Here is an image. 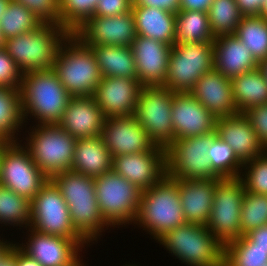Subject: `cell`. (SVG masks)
Masks as SVG:
<instances>
[{
  "mask_svg": "<svg viewBox=\"0 0 267 266\" xmlns=\"http://www.w3.org/2000/svg\"><path fill=\"white\" fill-rule=\"evenodd\" d=\"M184 224L178 180L164 175L152 188L142 191L134 229H142L152 237L151 240L157 241L168 231Z\"/></svg>",
  "mask_w": 267,
  "mask_h": 266,
  "instance_id": "3",
  "label": "cell"
},
{
  "mask_svg": "<svg viewBox=\"0 0 267 266\" xmlns=\"http://www.w3.org/2000/svg\"><path fill=\"white\" fill-rule=\"evenodd\" d=\"M113 158L101 136L76 140L71 170L96 178L112 170Z\"/></svg>",
  "mask_w": 267,
  "mask_h": 266,
  "instance_id": "27",
  "label": "cell"
},
{
  "mask_svg": "<svg viewBox=\"0 0 267 266\" xmlns=\"http://www.w3.org/2000/svg\"><path fill=\"white\" fill-rule=\"evenodd\" d=\"M70 34L61 25L43 23L35 30L6 39L3 48L23 73L52 69L60 46Z\"/></svg>",
  "mask_w": 267,
  "mask_h": 266,
  "instance_id": "5",
  "label": "cell"
},
{
  "mask_svg": "<svg viewBox=\"0 0 267 266\" xmlns=\"http://www.w3.org/2000/svg\"><path fill=\"white\" fill-rule=\"evenodd\" d=\"M105 117L93 96H71L58 125L76 139L101 136Z\"/></svg>",
  "mask_w": 267,
  "mask_h": 266,
  "instance_id": "22",
  "label": "cell"
},
{
  "mask_svg": "<svg viewBox=\"0 0 267 266\" xmlns=\"http://www.w3.org/2000/svg\"><path fill=\"white\" fill-rule=\"evenodd\" d=\"M98 0H59V25L74 33L94 16Z\"/></svg>",
  "mask_w": 267,
  "mask_h": 266,
  "instance_id": "39",
  "label": "cell"
},
{
  "mask_svg": "<svg viewBox=\"0 0 267 266\" xmlns=\"http://www.w3.org/2000/svg\"><path fill=\"white\" fill-rule=\"evenodd\" d=\"M234 35L246 45L258 63L267 59V19L243 16Z\"/></svg>",
  "mask_w": 267,
  "mask_h": 266,
  "instance_id": "34",
  "label": "cell"
},
{
  "mask_svg": "<svg viewBox=\"0 0 267 266\" xmlns=\"http://www.w3.org/2000/svg\"><path fill=\"white\" fill-rule=\"evenodd\" d=\"M208 13L203 11H179L176 14L175 44L213 42Z\"/></svg>",
  "mask_w": 267,
  "mask_h": 266,
  "instance_id": "33",
  "label": "cell"
},
{
  "mask_svg": "<svg viewBox=\"0 0 267 266\" xmlns=\"http://www.w3.org/2000/svg\"><path fill=\"white\" fill-rule=\"evenodd\" d=\"M243 114L250 121L260 143L267 150V103L254 106Z\"/></svg>",
  "mask_w": 267,
  "mask_h": 266,
  "instance_id": "44",
  "label": "cell"
},
{
  "mask_svg": "<svg viewBox=\"0 0 267 266\" xmlns=\"http://www.w3.org/2000/svg\"><path fill=\"white\" fill-rule=\"evenodd\" d=\"M10 143L11 142L8 140L0 139V169H1L3 151Z\"/></svg>",
  "mask_w": 267,
  "mask_h": 266,
  "instance_id": "54",
  "label": "cell"
},
{
  "mask_svg": "<svg viewBox=\"0 0 267 266\" xmlns=\"http://www.w3.org/2000/svg\"><path fill=\"white\" fill-rule=\"evenodd\" d=\"M112 170L141 191L150 189L166 175L165 148L113 157Z\"/></svg>",
  "mask_w": 267,
  "mask_h": 266,
  "instance_id": "17",
  "label": "cell"
},
{
  "mask_svg": "<svg viewBox=\"0 0 267 266\" xmlns=\"http://www.w3.org/2000/svg\"><path fill=\"white\" fill-rule=\"evenodd\" d=\"M43 24L23 4L10 1L0 17V30L4 40L37 29Z\"/></svg>",
  "mask_w": 267,
  "mask_h": 266,
  "instance_id": "35",
  "label": "cell"
},
{
  "mask_svg": "<svg viewBox=\"0 0 267 266\" xmlns=\"http://www.w3.org/2000/svg\"><path fill=\"white\" fill-rule=\"evenodd\" d=\"M101 138L112 158L123 154L152 151L156 147L133 115L105 118Z\"/></svg>",
  "mask_w": 267,
  "mask_h": 266,
  "instance_id": "18",
  "label": "cell"
},
{
  "mask_svg": "<svg viewBox=\"0 0 267 266\" xmlns=\"http://www.w3.org/2000/svg\"><path fill=\"white\" fill-rule=\"evenodd\" d=\"M239 178L246 191L267 195V150L244 163Z\"/></svg>",
  "mask_w": 267,
  "mask_h": 266,
  "instance_id": "41",
  "label": "cell"
},
{
  "mask_svg": "<svg viewBox=\"0 0 267 266\" xmlns=\"http://www.w3.org/2000/svg\"><path fill=\"white\" fill-rule=\"evenodd\" d=\"M132 7H154L177 14L180 11V0H133Z\"/></svg>",
  "mask_w": 267,
  "mask_h": 266,
  "instance_id": "46",
  "label": "cell"
},
{
  "mask_svg": "<svg viewBox=\"0 0 267 266\" xmlns=\"http://www.w3.org/2000/svg\"><path fill=\"white\" fill-rule=\"evenodd\" d=\"M213 47L214 70L225 78L232 79L258 68L259 63L234 34L215 37Z\"/></svg>",
  "mask_w": 267,
  "mask_h": 266,
  "instance_id": "25",
  "label": "cell"
},
{
  "mask_svg": "<svg viewBox=\"0 0 267 266\" xmlns=\"http://www.w3.org/2000/svg\"><path fill=\"white\" fill-rule=\"evenodd\" d=\"M30 206L31 229L71 240H85L73 227L68 205L51 179L31 200Z\"/></svg>",
  "mask_w": 267,
  "mask_h": 266,
  "instance_id": "13",
  "label": "cell"
},
{
  "mask_svg": "<svg viewBox=\"0 0 267 266\" xmlns=\"http://www.w3.org/2000/svg\"><path fill=\"white\" fill-rule=\"evenodd\" d=\"M213 70V42L174 44L164 87L173 92H190L203 74Z\"/></svg>",
  "mask_w": 267,
  "mask_h": 266,
  "instance_id": "10",
  "label": "cell"
},
{
  "mask_svg": "<svg viewBox=\"0 0 267 266\" xmlns=\"http://www.w3.org/2000/svg\"><path fill=\"white\" fill-rule=\"evenodd\" d=\"M25 231L22 232L25 240L21 237V243L16 240L14 242L23 252L37 260L42 266H65L71 263L84 249L87 250L88 247L91 249V245L86 240H71L61 236L44 234L30 227Z\"/></svg>",
  "mask_w": 267,
  "mask_h": 266,
  "instance_id": "15",
  "label": "cell"
},
{
  "mask_svg": "<svg viewBox=\"0 0 267 266\" xmlns=\"http://www.w3.org/2000/svg\"><path fill=\"white\" fill-rule=\"evenodd\" d=\"M10 1L23 4L43 23L59 25V0H10Z\"/></svg>",
  "mask_w": 267,
  "mask_h": 266,
  "instance_id": "43",
  "label": "cell"
},
{
  "mask_svg": "<svg viewBox=\"0 0 267 266\" xmlns=\"http://www.w3.org/2000/svg\"><path fill=\"white\" fill-rule=\"evenodd\" d=\"M241 233L248 232L267 224V195L245 190L241 204Z\"/></svg>",
  "mask_w": 267,
  "mask_h": 266,
  "instance_id": "40",
  "label": "cell"
},
{
  "mask_svg": "<svg viewBox=\"0 0 267 266\" xmlns=\"http://www.w3.org/2000/svg\"><path fill=\"white\" fill-rule=\"evenodd\" d=\"M86 250L84 249L71 263L65 265V266H88V263L87 265L85 264V260H83V255L82 253H87V251L85 252Z\"/></svg>",
  "mask_w": 267,
  "mask_h": 266,
  "instance_id": "53",
  "label": "cell"
},
{
  "mask_svg": "<svg viewBox=\"0 0 267 266\" xmlns=\"http://www.w3.org/2000/svg\"><path fill=\"white\" fill-rule=\"evenodd\" d=\"M216 130L208 134L175 139L165 149L166 175L176 180L221 179L207 156Z\"/></svg>",
  "mask_w": 267,
  "mask_h": 266,
  "instance_id": "9",
  "label": "cell"
},
{
  "mask_svg": "<svg viewBox=\"0 0 267 266\" xmlns=\"http://www.w3.org/2000/svg\"><path fill=\"white\" fill-rule=\"evenodd\" d=\"M75 34L85 45L132 46L137 36L133 12L112 17L92 16Z\"/></svg>",
  "mask_w": 267,
  "mask_h": 266,
  "instance_id": "16",
  "label": "cell"
},
{
  "mask_svg": "<svg viewBox=\"0 0 267 266\" xmlns=\"http://www.w3.org/2000/svg\"><path fill=\"white\" fill-rule=\"evenodd\" d=\"M220 179L178 180L186 223L206 226L210 218L216 183Z\"/></svg>",
  "mask_w": 267,
  "mask_h": 266,
  "instance_id": "26",
  "label": "cell"
},
{
  "mask_svg": "<svg viewBox=\"0 0 267 266\" xmlns=\"http://www.w3.org/2000/svg\"><path fill=\"white\" fill-rule=\"evenodd\" d=\"M172 123L175 139L214 132L216 118L190 92H173Z\"/></svg>",
  "mask_w": 267,
  "mask_h": 266,
  "instance_id": "21",
  "label": "cell"
},
{
  "mask_svg": "<svg viewBox=\"0 0 267 266\" xmlns=\"http://www.w3.org/2000/svg\"><path fill=\"white\" fill-rule=\"evenodd\" d=\"M10 0H0V17L4 14Z\"/></svg>",
  "mask_w": 267,
  "mask_h": 266,
  "instance_id": "56",
  "label": "cell"
},
{
  "mask_svg": "<svg viewBox=\"0 0 267 266\" xmlns=\"http://www.w3.org/2000/svg\"><path fill=\"white\" fill-rule=\"evenodd\" d=\"M142 87L138 79L102 77L93 97L105 118L132 116Z\"/></svg>",
  "mask_w": 267,
  "mask_h": 266,
  "instance_id": "19",
  "label": "cell"
},
{
  "mask_svg": "<svg viewBox=\"0 0 267 266\" xmlns=\"http://www.w3.org/2000/svg\"><path fill=\"white\" fill-rule=\"evenodd\" d=\"M28 125L29 129L24 126V135H21L19 141L28 150L39 169L49 179L58 173L71 170L77 139L58 124Z\"/></svg>",
  "mask_w": 267,
  "mask_h": 266,
  "instance_id": "4",
  "label": "cell"
},
{
  "mask_svg": "<svg viewBox=\"0 0 267 266\" xmlns=\"http://www.w3.org/2000/svg\"><path fill=\"white\" fill-rule=\"evenodd\" d=\"M16 266H42L37 260L28 256L15 244Z\"/></svg>",
  "mask_w": 267,
  "mask_h": 266,
  "instance_id": "50",
  "label": "cell"
},
{
  "mask_svg": "<svg viewBox=\"0 0 267 266\" xmlns=\"http://www.w3.org/2000/svg\"><path fill=\"white\" fill-rule=\"evenodd\" d=\"M0 266H16L15 260V242L9 250L0 257Z\"/></svg>",
  "mask_w": 267,
  "mask_h": 266,
  "instance_id": "51",
  "label": "cell"
},
{
  "mask_svg": "<svg viewBox=\"0 0 267 266\" xmlns=\"http://www.w3.org/2000/svg\"><path fill=\"white\" fill-rule=\"evenodd\" d=\"M123 266H138V264L136 265L135 263L133 264V262H132V264H130V263H124V265ZM140 266V265H139Z\"/></svg>",
  "mask_w": 267,
  "mask_h": 266,
  "instance_id": "59",
  "label": "cell"
},
{
  "mask_svg": "<svg viewBox=\"0 0 267 266\" xmlns=\"http://www.w3.org/2000/svg\"><path fill=\"white\" fill-rule=\"evenodd\" d=\"M172 104L173 91L170 89L142 87L133 115L156 146L165 149L175 141Z\"/></svg>",
  "mask_w": 267,
  "mask_h": 266,
  "instance_id": "12",
  "label": "cell"
},
{
  "mask_svg": "<svg viewBox=\"0 0 267 266\" xmlns=\"http://www.w3.org/2000/svg\"><path fill=\"white\" fill-rule=\"evenodd\" d=\"M133 0H98L94 16L112 17L132 9Z\"/></svg>",
  "mask_w": 267,
  "mask_h": 266,
  "instance_id": "45",
  "label": "cell"
},
{
  "mask_svg": "<svg viewBox=\"0 0 267 266\" xmlns=\"http://www.w3.org/2000/svg\"><path fill=\"white\" fill-rule=\"evenodd\" d=\"M207 156L210 158L213 171L221 179L240 176L243 164L237 159L233 149L218 136L213 140Z\"/></svg>",
  "mask_w": 267,
  "mask_h": 266,
  "instance_id": "38",
  "label": "cell"
},
{
  "mask_svg": "<svg viewBox=\"0 0 267 266\" xmlns=\"http://www.w3.org/2000/svg\"><path fill=\"white\" fill-rule=\"evenodd\" d=\"M94 180L97 203L105 222L113 230L133 225L142 191L113 170Z\"/></svg>",
  "mask_w": 267,
  "mask_h": 266,
  "instance_id": "8",
  "label": "cell"
},
{
  "mask_svg": "<svg viewBox=\"0 0 267 266\" xmlns=\"http://www.w3.org/2000/svg\"><path fill=\"white\" fill-rule=\"evenodd\" d=\"M261 17L267 19V0H264L263 6L261 8L260 15Z\"/></svg>",
  "mask_w": 267,
  "mask_h": 266,
  "instance_id": "57",
  "label": "cell"
},
{
  "mask_svg": "<svg viewBox=\"0 0 267 266\" xmlns=\"http://www.w3.org/2000/svg\"><path fill=\"white\" fill-rule=\"evenodd\" d=\"M4 38L2 36L1 30H0V48H2L4 46Z\"/></svg>",
  "mask_w": 267,
  "mask_h": 266,
  "instance_id": "58",
  "label": "cell"
},
{
  "mask_svg": "<svg viewBox=\"0 0 267 266\" xmlns=\"http://www.w3.org/2000/svg\"><path fill=\"white\" fill-rule=\"evenodd\" d=\"M231 84L239 113L267 103V81L259 68L232 78Z\"/></svg>",
  "mask_w": 267,
  "mask_h": 266,
  "instance_id": "30",
  "label": "cell"
},
{
  "mask_svg": "<svg viewBox=\"0 0 267 266\" xmlns=\"http://www.w3.org/2000/svg\"><path fill=\"white\" fill-rule=\"evenodd\" d=\"M243 16H259L264 0H235Z\"/></svg>",
  "mask_w": 267,
  "mask_h": 266,
  "instance_id": "48",
  "label": "cell"
},
{
  "mask_svg": "<svg viewBox=\"0 0 267 266\" xmlns=\"http://www.w3.org/2000/svg\"><path fill=\"white\" fill-rule=\"evenodd\" d=\"M53 69L71 96H93L102 79L92 50L73 33L60 46Z\"/></svg>",
  "mask_w": 267,
  "mask_h": 266,
  "instance_id": "7",
  "label": "cell"
},
{
  "mask_svg": "<svg viewBox=\"0 0 267 266\" xmlns=\"http://www.w3.org/2000/svg\"><path fill=\"white\" fill-rule=\"evenodd\" d=\"M267 252L253 247L243 236L224 246V266H264Z\"/></svg>",
  "mask_w": 267,
  "mask_h": 266,
  "instance_id": "37",
  "label": "cell"
},
{
  "mask_svg": "<svg viewBox=\"0 0 267 266\" xmlns=\"http://www.w3.org/2000/svg\"><path fill=\"white\" fill-rule=\"evenodd\" d=\"M70 98L53 68L23 73L20 100L24 126L32 120L30 124H58Z\"/></svg>",
  "mask_w": 267,
  "mask_h": 266,
  "instance_id": "2",
  "label": "cell"
},
{
  "mask_svg": "<svg viewBox=\"0 0 267 266\" xmlns=\"http://www.w3.org/2000/svg\"><path fill=\"white\" fill-rule=\"evenodd\" d=\"M92 50L102 77L137 79L135 58L129 46L94 45Z\"/></svg>",
  "mask_w": 267,
  "mask_h": 266,
  "instance_id": "29",
  "label": "cell"
},
{
  "mask_svg": "<svg viewBox=\"0 0 267 266\" xmlns=\"http://www.w3.org/2000/svg\"><path fill=\"white\" fill-rule=\"evenodd\" d=\"M23 72L7 51L0 48V88L20 90Z\"/></svg>",
  "mask_w": 267,
  "mask_h": 266,
  "instance_id": "42",
  "label": "cell"
},
{
  "mask_svg": "<svg viewBox=\"0 0 267 266\" xmlns=\"http://www.w3.org/2000/svg\"><path fill=\"white\" fill-rule=\"evenodd\" d=\"M51 180L68 205L75 230L91 247L97 245L100 237L112 228L105 222L99 209L94 178L69 170L54 175Z\"/></svg>",
  "mask_w": 267,
  "mask_h": 266,
  "instance_id": "1",
  "label": "cell"
},
{
  "mask_svg": "<svg viewBox=\"0 0 267 266\" xmlns=\"http://www.w3.org/2000/svg\"><path fill=\"white\" fill-rule=\"evenodd\" d=\"M190 93L216 118L237 115L231 79L216 70L203 74Z\"/></svg>",
  "mask_w": 267,
  "mask_h": 266,
  "instance_id": "24",
  "label": "cell"
},
{
  "mask_svg": "<svg viewBox=\"0 0 267 266\" xmlns=\"http://www.w3.org/2000/svg\"><path fill=\"white\" fill-rule=\"evenodd\" d=\"M0 232H1V230H0ZM2 235H3V233L0 236V257L3 254H5L9 250L10 246L14 243V240H11V241H10V239L7 240Z\"/></svg>",
  "mask_w": 267,
  "mask_h": 266,
  "instance_id": "52",
  "label": "cell"
},
{
  "mask_svg": "<svg viewBox=\"0 0 267 266\" xmlns=\"http://www.w3.org/2000/svg\"><path fill=\"white\" fill-rule=\"evenodd\" d=\"M253 247L267 252V224L243 236Z\"/></svg>",
  "mask_w": 267,
  "mask_h": 266,
  "instance_id": "47",
  "label": "cell"
},
{
  "mask_svg": "<svg viewBox=\"0 0 267 266\" xmlns=\"http://www.w3.org/2000/svg\"><path fill=\"white\" fill-rule=\"evenodd\" d=\"M48 180L20 141L11 142L4 149L0 169L1 185L31 202Z\"/></svg>",
  "mask_w": 267,
  "mask_h": 266,
  "instance_id": "14",
  "label": "cell"
},
{
  "mask_svg": "<svg viewBox=\"0 0 267 266\" xmlns=\"http://www.w3.org/2000/svg\"><path fill=\"white\" fill-rule=\"evenodd\" d=\"M136 32L173 46L176 36V14L154 7H132Z\"/></svg>",
  "mask_w": 267,
  "mask_h": 266,
  "instance_id": "28",
  "label": "cell"
},
{
  "mask_svg": "<svg viewBox=\"0 0 267 266\" xmlns=\"http://www.w3.org/2000/svg\"><path fill=\"white\" fill-rule=\"evenodd\" d=\"M156 242L185 266H224V245L206 226L186 223Z\"/></svg>",
  "mask_w": 267,
  "mask_h": 266,
  "instance_id": "6",
  "label": "cell"
},
{
  "mask_svg": "<svg viewBox=\"0 0 267 266\" xmlns=\"http://www.w3.org/2000/svg\"><path fill=\"white\" fill-rule=\"evenodd\" d=\"M23 129L20 90L0 88V139L19 141Z\"/></svg>",
  "mask_w": 267,
  "mask_h": 266,
  "instance_id": "32",
  "label": "cell"
},
{
  "mask_svg": "<svg viewBox=\"0 0 267 266\" xmlns=\"http://www.w3.org/2000/svg\"><path fill=\"white\" fill-rule=\"evenodd\" d=\"M244 194V184L239 177L222 178L216 183L206 227L224 246L242 237L240 216Z\"/></svg>",
  "mask_w": 267,
  "mask_h": 266,
  "instance_id": "11",
  "label": "cell"
},
{
  "mask_svg": "<svg viewBox=\"0 0 267 266\" xmlns=\"http://www.w3.org/2000/svg\"><path fill=\"white\" fill-rule=\"evenodd\" d=\"M30 223V201L0 184V229L17 227L21 231L29 228Z\"/></svg>",
  "mask_w": 267,
  "mask_h": 266,
  "instance_id": "31",
  "label": "cell"
},
{
  "mask_svg": "<svg viewBox=\"0 0 267 266\" xmlns=\"http://www.w3.org/2000/svg\"><path fill=\"white\" fill-rule=\"evenodd\" d=\"M171 49L169 44L136 36L131 50L135 58L137 79L143 87H164Z\"/></svg>",
  "mask_w": 267,
  "mask_h": 266,
  "instance_id": "20",
  "label": "cell"
},
{
  "mask_svg": "<svg viewBox=\"0 0 267 266\" xmlns=\"http://www.w3.org/2000/svg\"><path fill=\"white\" fill-rule=\"evenodd\" d=\"M207 13L215 37L235 34L243 18L235 0H214Z\"/></svg>",
  "mask_w": 267,
  "mask_h": 266,
  "instance_id": "36",
  "label": "cell"
},
{
  "mask_svg": "<svg viewBox=\"0 0 267 266\" xmlns=\"http://www.w3.org/2000/svg\"><path fill=\"white\" fill-rule=\"evenodd\" d=\"M215 130L217 136L233 149L235 156L242 164L266 151L250 121L243 113L218 118Z\"/></svg>",
  "mask_w": 267,
  "mask_h": 266,
  "instance_id": "23",
  "label": "cell"
},
{
  "mask_svg": "<svg viewBox=\"0 0 267 266\" xmlns=\"http://www.w3.org/2000/svg\"><path fill=\"white\" fill-rule=\"evenodd\" d=\"M214 0H180V11L208 12Z\"/></svg>",
  "mask_w": 267,
  "mask_h": 266,
  "instance_id": "49",
  "label": "cell"
},
{
  "mask_svg": "<svg viewBox=\"0 0 267 266\" xmlns=\"http://www.w3.org/2000/svg\"><path fill=\"white\" fill-rule=\"evenodd\" d=\"M258 68L262 71L264 78L267 81V59L260 61Z\"/></svg>",
  "mask_w": 267,
  "mask_h": 266,
  "instance_id": "55",
  "label": "cell"
}]
</instances>
